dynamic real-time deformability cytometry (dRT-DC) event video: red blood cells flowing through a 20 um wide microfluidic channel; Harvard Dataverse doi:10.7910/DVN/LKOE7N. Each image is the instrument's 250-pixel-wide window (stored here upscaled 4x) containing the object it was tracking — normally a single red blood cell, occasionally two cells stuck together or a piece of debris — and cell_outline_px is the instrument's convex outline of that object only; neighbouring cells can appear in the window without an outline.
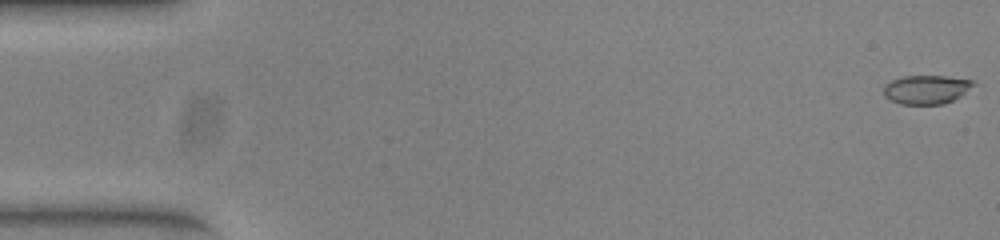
{"species": "common noctule bat (a hibernating species)", "species_latin": "Nyctalus noctula", "temperature_condition": "warm", "stored_images_in_passage": 52, "camera_frame_rate_fps": 3000, "um_per_image_px": 0.085, "animal": {"sex": "female", "body_mass_g": 23.0, "forearm_length_mm": 53.4}, "frame": {"image": 1, "passage_image": 1, "time_ms": 0.0, "image_size_px": [1000, 240], "cell_outline_px": [[976, 84], [960, 96], [944, 104], [900, 104], [884, 96], [884, 84], [892, 80], [904, 76], [944, 76], [972, 80]], "centroid_in_image_um": [78.73, 7.6], "position_along_channel_um": 6.3, "area_um2": 14.97}}
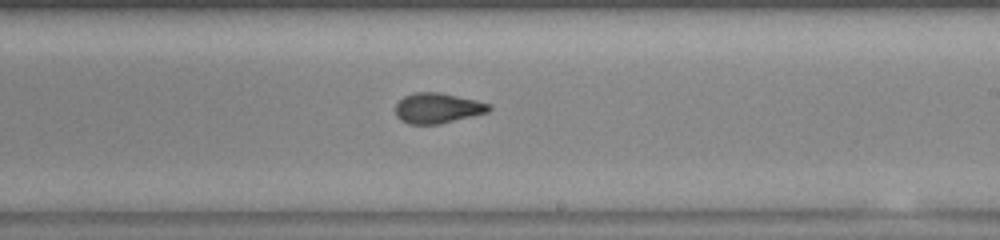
{"frame": {"image": 2, "passage_image": 31, "time_ms": 10.0, "image_size_px": [1000, 240], "cell_outline_px": [[492, 108], [488, 112], [436, 124], [408, 124], [400, 120], [396, 116], [396, 104], [404, 96], [416, 92], [440, 92], [476, 100], [488, 104]], "centroid_in_image_um": [37.16, 9.18], "position_along_channel_um": 251.8, "area_um2": 16.3}}
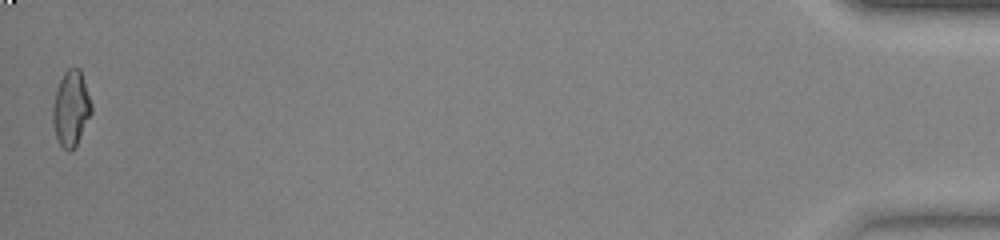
{"frame": {"image": 3, "passage_image": 52, "time_ms": 17.0, "image_size_px": [1000, 240], "cell_outline_px": [[92, 112], [76, 144], [68, 152], [60, 144], [56, 136], [52, 120], [52, 108], [56, 88], [64, 72], [68, 68], [80, 68], [92, 104]], "centroid_in_image_um": [6.03, 9.18], "position_along_channel_um": 429.2, "area_um2": 16.82}, "authors_computed_cell_mechanics": {"area_um2": 16.7331, "velocity_mm_per_s": 3.958, "shape_relaxation_time_tau1_ms": null, "shape_relaxation_time_tau2_ms": 0.8961, "deformation_change_tau1": null, "deformation_change_tau2": 0.0628}}